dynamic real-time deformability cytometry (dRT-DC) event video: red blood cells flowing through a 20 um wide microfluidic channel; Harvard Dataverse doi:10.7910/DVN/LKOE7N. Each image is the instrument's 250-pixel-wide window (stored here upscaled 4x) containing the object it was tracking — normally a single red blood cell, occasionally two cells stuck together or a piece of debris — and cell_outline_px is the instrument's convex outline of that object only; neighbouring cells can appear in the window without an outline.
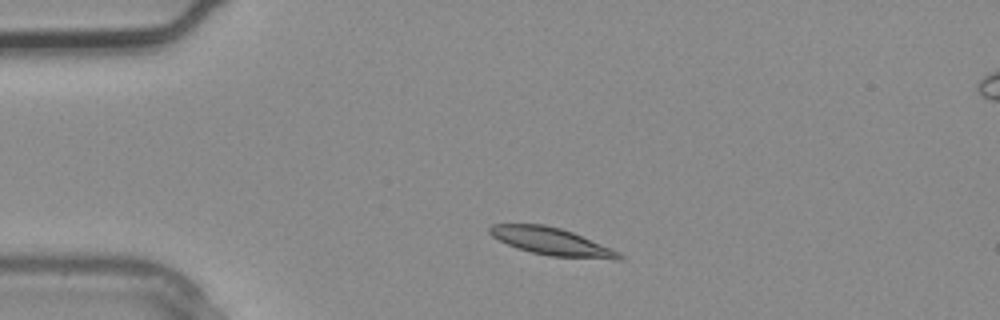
{"species": "common noctule bat (a hibernating species)", "species_latin": "Nyctalus noctula", "temperature_condition": "warm", "stored_images_in_passage": 3, "camera_frame_rate_fps": 3000, "um_per_image_px": 0.085, "animal": {"sex": "male", "body_mass_g": 20.4}, "frame": {"image": 1, "passage_image": 2, "time_ms": 0.333, "image_size_px": [1000, 320], "cell_outline_px": [[624, 260], [612, 260], [552, 256], [532, 252], [508, 244], [492, 236], [488, 232], [488, 228], [492, 224], [544, 224], [560, 228], [572, 232], [620, 252], [624, 256]], "centroid_in_image_um": [46.93, 20.54], "position_along_channel_um": 38.1, "area_um2": 20.58}}